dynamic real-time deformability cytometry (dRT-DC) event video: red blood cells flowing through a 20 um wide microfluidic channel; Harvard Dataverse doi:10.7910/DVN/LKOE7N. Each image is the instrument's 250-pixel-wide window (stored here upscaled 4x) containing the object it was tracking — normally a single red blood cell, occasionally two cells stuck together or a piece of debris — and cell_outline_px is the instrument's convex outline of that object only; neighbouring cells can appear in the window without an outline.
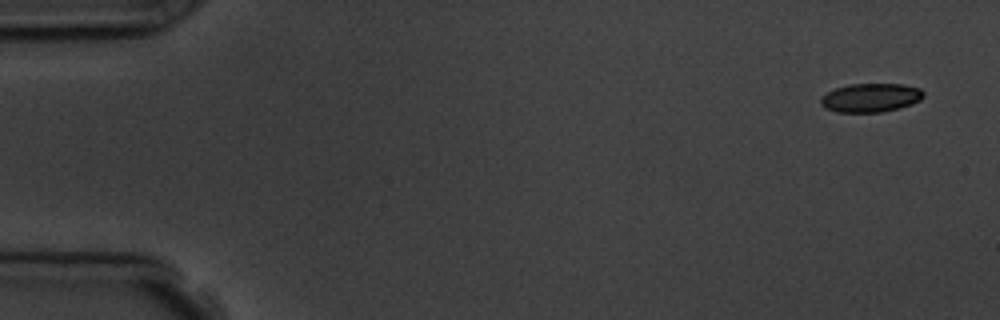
{"species": "common noctule bat (a hibernating species)", "species_latin": "Nyctalus noctula", "temperature_condition": "room temperature", "stored_images_in_passage": 6, "camera_frame_rate_fps": 3000, "um_per_image_px": 0.085, "animal": {"sex": "male", "body_mass_g": 19.5, "forearm_length_mm": 54.6}, "frame": {"image": 1, "passage_image": 1, "time_ms": 0.0, "image_size_px": [1000, 320], "cell_outline_px": [[924, 96], [920, 100], [912, 104], [900, 108], [880, 112], [836, 112], [824, 108], [820, 104], [820, 96], [836, 88], [848, 84], [904, 84], [920, 88], [924, 92]], "centroid_in_image_um": [74.0, 8.3], "position_along_channel_um": 11.0, "area_um2": 17.4}}
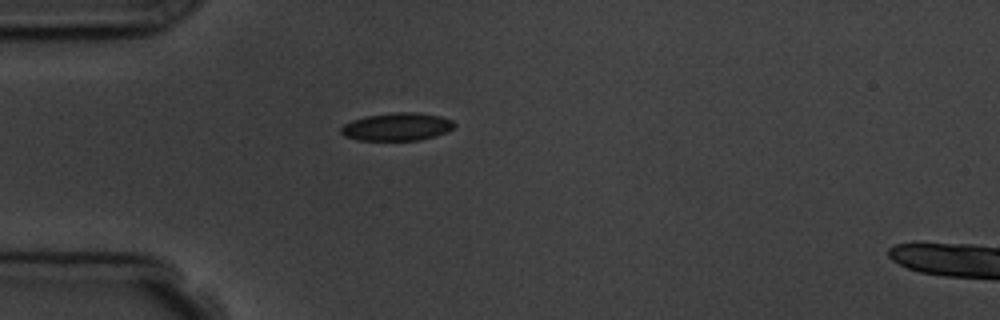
{"frame": {"image": 2, "passage_image": 5, "time_ms": 4.333, "image_size_px": [1000, 320], "cell_outline_px": [[456, 124], [448, 132], [436, 136], [420, 140], [356, 140], [344, 136], [340, 132], [340, 128], [344, 124], [352, 120], [364, 116], [396, 112], [416, 112], [440, 116], [452, 120]], "centroid_in_image_um": [33.74, 10.77], "position_along_channel_um": 51.3, "area_um2": 18.55}}